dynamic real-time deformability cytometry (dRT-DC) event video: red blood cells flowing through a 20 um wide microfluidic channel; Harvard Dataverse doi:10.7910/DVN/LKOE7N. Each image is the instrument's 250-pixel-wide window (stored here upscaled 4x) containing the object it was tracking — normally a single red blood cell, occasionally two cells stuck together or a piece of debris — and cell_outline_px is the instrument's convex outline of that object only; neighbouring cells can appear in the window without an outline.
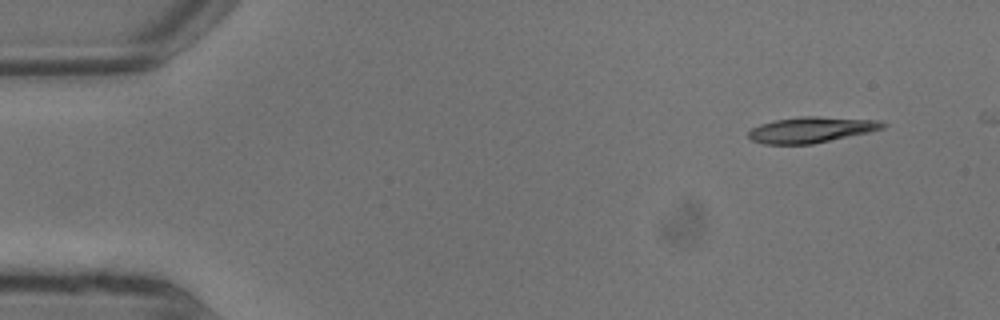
{"species": "common noctule bat (a hibernating species)", "species_latin": "Nyctalus noctula", "temperature_condition": "warm", "stored_images_in_passage": 7, "camera_frame_rate_fps": 3000, "um_per_image_px": 0.085, "animal": {"sex": "male", "body_mass_g": 13.3}, "frame": {"image": 1, "passage_image": 1, "time_ms": 0.0, "image_size_px": [1000, 320], "cell_outline_px": [[888, 124], [884, 128], [868, 132], [812, 144], [764, 144], [752, 140], [748, 136], [748, 132], [752, 128], [760, 124], [776, 120], [800, 116], [816, 116], [880, 120]], "centroid_in_image_um": [68.97, 11.02], "position_along_channel_um": 16.0, "area_um2": 20.11}}
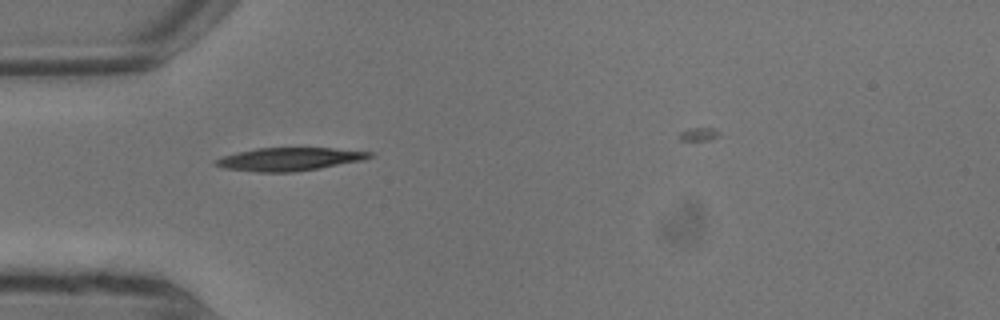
{"frame": {"image": 2, "passage_image": 5, "time_ms": 1.333, "image_size_px": [1000, 320], "cell_outline_px": [[376, 156], [364, 160], [320, 168], [296, 172], [256, 172], [224, 168], [212, 164], [212, 160], [220, 156], [256, 148], [332, 148], [376, 152]], "centroid_in_image_um": [24.6, 13.53], "position_along_channel_um": 60.4, "area_um2": 21.1}}
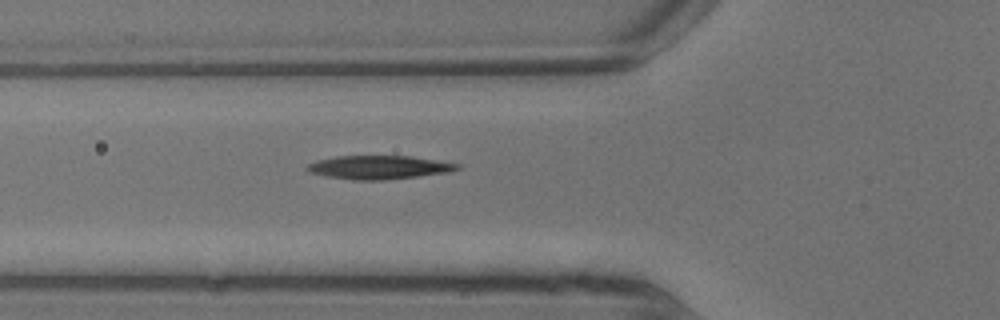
{"frame": {"image": 3, "passage_image": 6, "time_ms": 1.667, "image_size_px": [1000, 320], "cell_outline_px": [[460, 168], [448, 172], [384, 180], [352, 180], [328, 176], [312, 172], [304, 168], [308, 164], [316, 160], [336, 156], [412, 156], [460, 164]], "centroid_in_image_um": [32.2, 14.21], "position_along_channel_um": 93.6, "area_um2": 20.4}}